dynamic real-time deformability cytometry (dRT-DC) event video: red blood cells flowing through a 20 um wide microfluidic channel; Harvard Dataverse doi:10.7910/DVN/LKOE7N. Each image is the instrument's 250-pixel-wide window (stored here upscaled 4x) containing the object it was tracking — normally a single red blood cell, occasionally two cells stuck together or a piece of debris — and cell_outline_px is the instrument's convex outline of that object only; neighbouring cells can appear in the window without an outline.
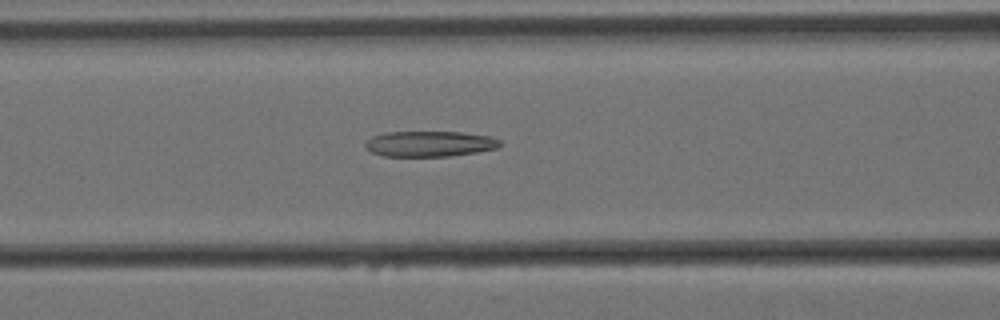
{"species": "Egyptian fruit bat (a non-hibernating species)", "species_latin": "Rousettus aegyptiacus", "temperature_condition": "cold", "stored_images_in_passage": 58, "camera_frame_rate_fps": 3000, "um_per_image_px": 0.085, "animal": {"sex": "female"}, "frame": {"image": 1, "passage_image": 23, "time_ms": 7.333, "image_size_px": [1000, 320], "cell_outline_px": [[504, 144], [496, 148], [476, 152], [448, 156], [384, 156], [372, 152], [364, 148], [364, 144], [372, 136], [384, 132], [460, 132], [488, 136], [500, 140]], "centroid_in_image_um": [36.5, 12.22], "position_along_channel_um": 130.1, "area_um2": 20.06}}
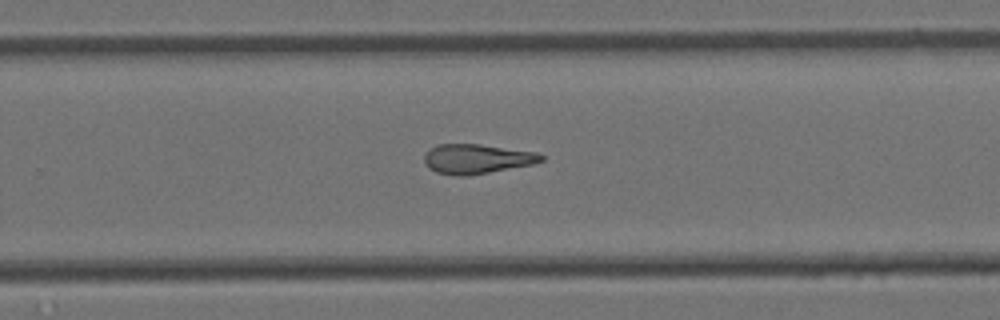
{"frame": {"image": 2, "passage_image": 37, "time_ms": 12.0, "image_size_px": [1000, 320], "cell_outline_px": [[544, 160], [532, 164], [488, 172], [464, 176], [452, 176], [436, 172], [428, 168], [424, 164], [424, 156], [436, 144], [480, 144], [536, 152], [544, 156]], "centroid_in_image_um": [40.49, 13.5], "position_along_channel_um": 289.3, "area_um2": 20.06}}
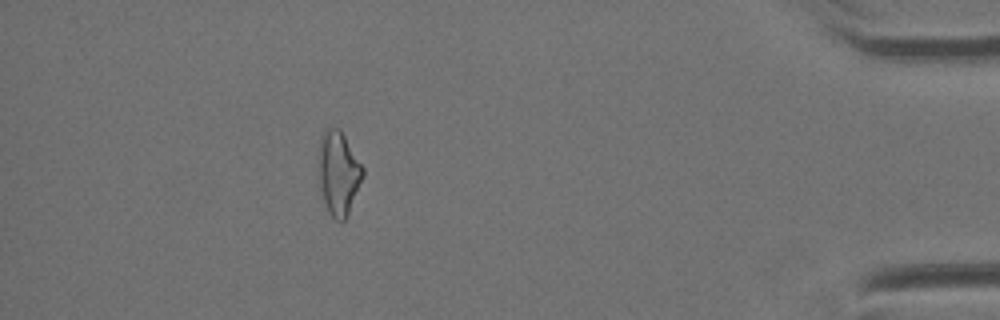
{"frame": {"image": 3, "passage_image": 52, "time_ms": 17.0, "image_size_px": [1000, 320], "cell_outline_px": [[364, 176], [348, 216], [344, 220], [336, 220], [328, 212], [324, 200], [320, 184], [320, 136], [324, 128], [340, 128], [364, 168]], "centroid_in_image_um": [28.81, 14.7], "position_along_channel_um": 406.4, "area_um2": 21.39}, "authors_computed_cell_mechanics": {"area_um2": 21.1548, "velocity_mm_per_s": 3.4163, "shape_relaxation_time_tau1_ms": null, "shape_relaxation_time_tau2_ms": 5.8678, "deformation_change_tau1": null, "deformation_change_tau2": 0.1783}}